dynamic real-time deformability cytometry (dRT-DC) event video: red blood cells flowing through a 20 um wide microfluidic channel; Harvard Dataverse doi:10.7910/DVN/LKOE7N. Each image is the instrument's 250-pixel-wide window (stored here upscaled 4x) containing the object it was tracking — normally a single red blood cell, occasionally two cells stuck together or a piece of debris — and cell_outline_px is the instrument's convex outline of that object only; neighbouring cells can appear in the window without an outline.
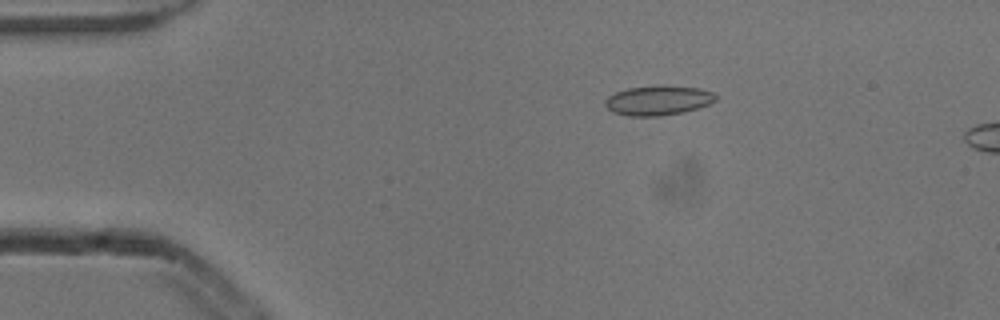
{"species": "common noctule bat (a hibernating species)", "species_latin": "Nyctalus noctula", "temperature_condition": "cold", "stored_images_in_passage": 5, "camera_frame_rate_fps": 3000, "um_per_image_px": 0.085, "animal": {"sex": "male", "body_mass_g": 13.3}, "frame": {"image": 1, "passage_image": 3, "time_ms": 0.667, "image_size_px": [1000, 320], "cell_outline_px": [[716, 100], [708, 104], [684, 112], [660, 116], [628, 116], [612, 112], [604, 104], [604, 100], [608, 96], [616, 92], [628, 88], [660, 84], [664, 84], [700, 88], [712, 92], [716, 96]], "centroid_in_image_um": [55.92, 8.52], "position_along_channel_um": 29.1, "area_um2": 19.36}}